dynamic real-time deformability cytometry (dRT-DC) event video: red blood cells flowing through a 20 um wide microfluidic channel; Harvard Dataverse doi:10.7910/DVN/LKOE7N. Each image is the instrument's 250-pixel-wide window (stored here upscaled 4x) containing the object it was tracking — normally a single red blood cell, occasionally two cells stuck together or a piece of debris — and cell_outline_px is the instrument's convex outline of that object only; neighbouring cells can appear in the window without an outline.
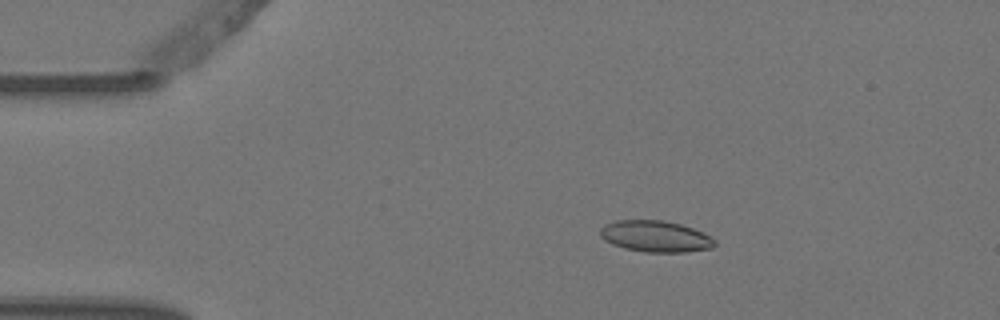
{"species": "Egyptian fruit bat (a non-hibernating species)", "species_latin": "Rousettus aegyptiacus", "temperature_condition": "warm", "stored_images_in_passage": 7, "camera_frame_rate_fps": 3000, "um_per_image_px": 0.085, "animal": {"sex": "female"}, "frame": {"image": 1, "passage_image": 1, "time_ms": 0.0, "image_size_px": [1000, 320], "cell_outline_px": [[716, 244], [712, 248], [684, 252], [644, 252], [624, 248], [612, 244], [604, 240], [600, 236], [600, 228], [604, 224], [616, 220], [664, 220], [680, 224], [704, 232], [712, 236], [716, 240]], "centroid_in_image_um": [55.72, 20.08], "position_along_channel_um": 29.3, "area_um2": 21.15}}
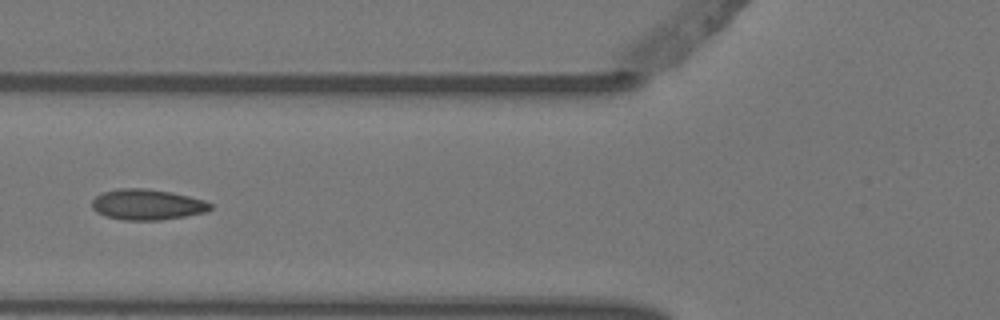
{"frame": {"image": 2, "passage_image": 4, "time_ms": 1.0, "image_size_px": [1000, 320], "cell_outline_px": [[212, 208], [208, 212], [160, 220], [124, 220], [104, 216], [96, 212], [92, 208], [92, 200], [100, 192], [120, 188], [148, 188], [172, 192], [204, 200], [212, 204]], "centroid_in_image_um": [12.49, 17.38], "position_along_channel_um": 113.3, "area_um2": 21.39}}
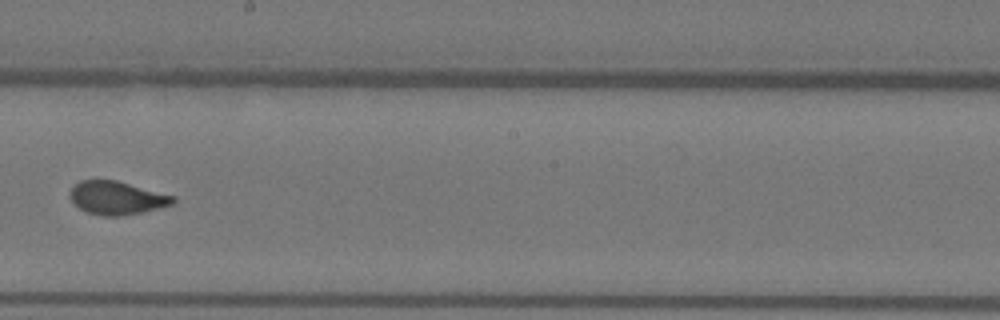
{"frame": {"image": 3, "passage_image": 7, "time_ms": 2.0, "image_size_px": [1000, 320], "cell_outline_px": [[176, 200], [172, 204], [160, 208], [124, 216], [100, 216], [88, 212], [80, 208], [68, 196], [72, 188], [80, 180], [116, 180], [176, 196]], "centroid_in_image_um": [9.95, 16.83], "position_along_channel_um": 238.2, "area_um2": 20.0}}